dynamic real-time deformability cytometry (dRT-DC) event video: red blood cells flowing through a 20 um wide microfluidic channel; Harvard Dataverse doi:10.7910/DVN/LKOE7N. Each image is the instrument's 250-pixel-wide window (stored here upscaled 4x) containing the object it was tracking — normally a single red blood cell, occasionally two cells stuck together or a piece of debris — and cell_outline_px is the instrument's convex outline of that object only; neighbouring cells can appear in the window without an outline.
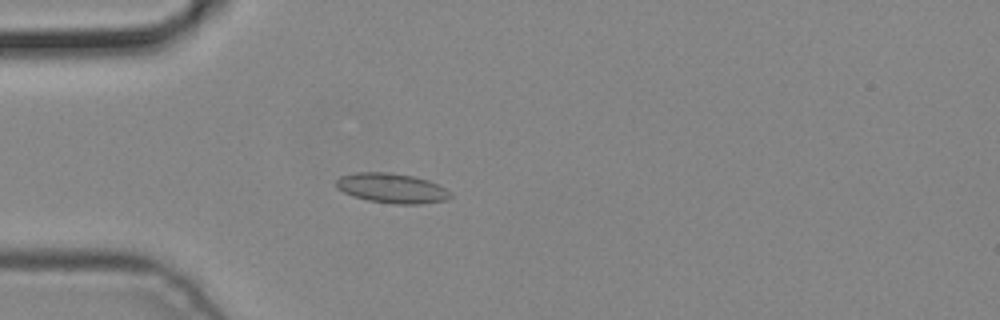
{"species": "common noctule bat (a hibernating species)", "species_latin": "Nyctalus noctula", "temperature_condition": "cold", "stored_images_in_passage": 3, "camera_frame_rate_fps": 3000, "um_per_image_px": 0.085, "animal": {"sex": "male", "body_mass_g": 19.2, "forearm_length_mm": 51.8}, "frame": {"image": 1, "passage_image": 3, "time_ms": 0.667, "image_size_px": [1000, 320], "cell_outline_px": [[452, 196], [444, 200], [420, 204], [392, 204], [368, 200], [352, 196], [336, 188], [336, 180], [340, 176], [356, 172], [392, 172], [416, 176], [428, 180], [452, 192]], "centroid_in_image_um": [33.29, 15.98], "position_along_channel_um": 51.7, "area_um2": 20.0}}